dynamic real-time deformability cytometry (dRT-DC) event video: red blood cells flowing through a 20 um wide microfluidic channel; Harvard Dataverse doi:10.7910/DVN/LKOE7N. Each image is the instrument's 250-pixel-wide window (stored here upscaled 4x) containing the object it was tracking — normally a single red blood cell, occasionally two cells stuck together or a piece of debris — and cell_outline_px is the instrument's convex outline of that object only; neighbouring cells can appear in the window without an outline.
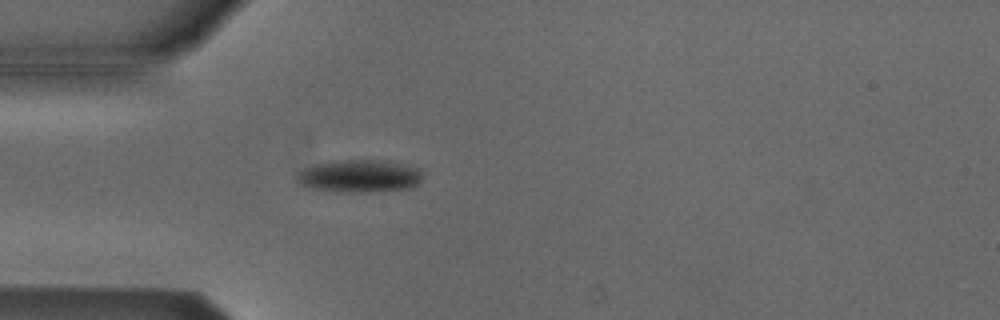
{"species": "Egyptian fruit bat (a non-hibernating species)", "species_latin": "Rousettus aegyptiacus", "temperature_condition": "cold", "stored_images_in_passage": 54, "camera_frame_rate_fps": 3000, "um_per_image_px": 0.085, "animal": {"sex": "male"}, "frame": {"image": 1, "passage_image": 16, "time_ms": 5.0, "image_size_px": [1000, 320], "cell_outline_px": [[420, 180], [412, 188], [368, 192], [348, 192], [312, 188], [300, 184], [292, 180], [292, 176], [296, 172], [304, 168], [328, 160], [388, 160], [404, 164], [416, 168], [420, 172]], "centroid_in_image_um": [30.45, 14.95], "position_along_channel_um": 54.5, "area_um2": 24.16}}
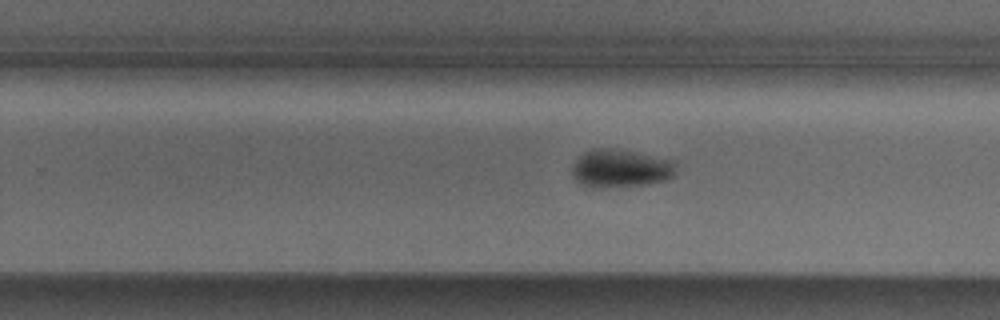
{"frame": {"image": 2, "passage_image": 34, "time_ms": 11.0, "image_size_px": [1000, 320], "cell_outline_px": [[676, 172], [672, 176], [664, 180], [644, 184], [584, 188], [572, 176], [572, 164], [584, 152], [592, 148], [616, 148], [636, 152], [672, 160]], "centroid_in_image_um": [52.67, 14.3], "position_along_channel_um": 277.1, "area_um2": 22.95}}
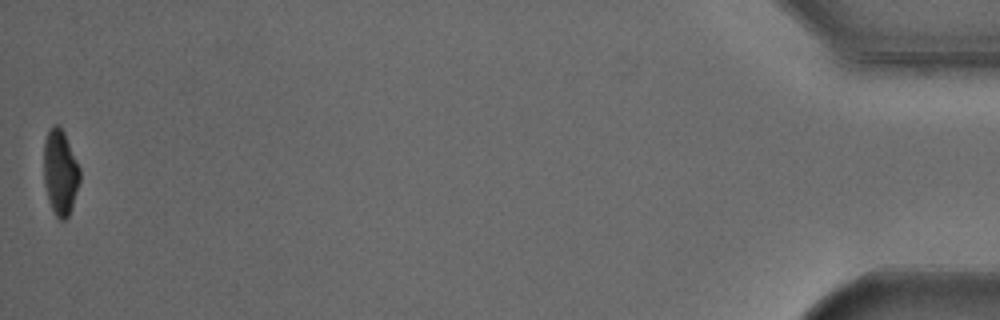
{"frame": {"image": 3, "passage_image": 54, "time_ms": 17.667, "image_size_px": [1000, 320], "cell_outline_px": [[80, 180], [68, 216], [64, 220], [60, 220], [56, 216], [48, 200], [44, 184], [44, 144], [48, 132], [52, 124], [60, 124], [64, 132], [80, 168]], "centroid_in_image_um": [5.11, 14.61], "position_along_channel_um": 430.1, "area_um2": 17.8}, "authors_computed_cell_mechanics": {"area_um2": 20.8658, "velocity_mm_per_s": 3.8252, "shape_relaxation_time_tau1_ms": 2.332, "shape_relaxation_time_tau2_ms": null, "deformation_change_tau1": 0.1198, "deformation_change_tau2": null}}